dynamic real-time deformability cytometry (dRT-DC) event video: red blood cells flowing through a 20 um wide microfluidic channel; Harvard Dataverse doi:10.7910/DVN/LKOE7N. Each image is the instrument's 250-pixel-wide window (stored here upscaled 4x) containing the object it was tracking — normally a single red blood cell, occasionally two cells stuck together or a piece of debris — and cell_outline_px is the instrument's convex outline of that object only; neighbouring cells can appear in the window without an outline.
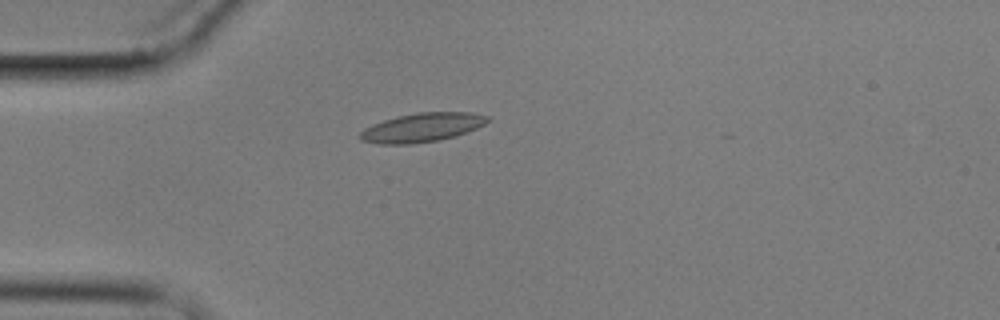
{"species": "common noctule bat (a hibernating species)", "species_latin": "Nyctalus noctula", "temperature_condition": "cold", "stored_images_in_passage": 3, "camera_frame_rate_fps": 3000, "um_per_image_px": 0.085, "animal": {"sex": "male", "body_mass_g": 17.9}, "frame": {"image": 1, "passage_image": 3, "time_ms": 3.333, "image_size_px": [1000, 320], "cell_outline_px": [[488, 120], [484, 124], [476, 128], [456, 136], [440, 140], [408, 144], [380, 144], [360, 140], [356, 136], [364, 128], [372, 124], [396, 116], [416, 112], [468, 112], [488, 116]], "centroid_in_image_um": [35.81, 10.84], "position_along_channel_um": 49.2, "area_um2": 21.56}}